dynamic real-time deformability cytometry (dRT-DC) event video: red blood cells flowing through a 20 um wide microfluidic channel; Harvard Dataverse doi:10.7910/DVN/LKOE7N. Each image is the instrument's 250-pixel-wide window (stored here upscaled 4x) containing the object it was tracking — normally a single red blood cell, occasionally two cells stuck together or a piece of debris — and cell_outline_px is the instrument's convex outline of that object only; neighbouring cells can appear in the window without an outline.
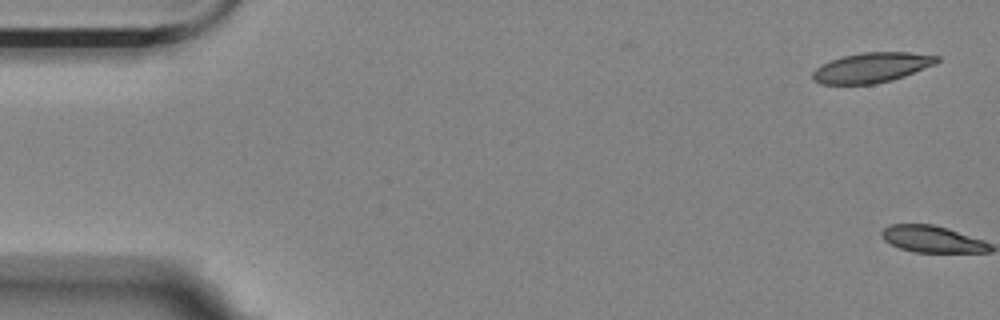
{"species": "Egyptian fruit bat (a non-hibernating species)", "species_latin": "Rousettus aegyptiacus", "temperature_condition": "room temperature", "stored_images_in_passage": 5, "camera_frame_rate_fps": 3000, "um_per_image_px": 0.085, "animal": {"sex": "female"}, "frame": {"image": 1, "passage_image": 1, "time_ms": 0.0, "image_size_px": [1000, 320], "cell_outline_px": [[940, 60], [936, 64], [904, 76], [892, 80], [872, 84], [820, 84], [812, 80], [812, 72], [816, 68], [832, 60], [844, 56], [860, 52], [908, 52], [940, 56]], "centroid_in_image_um": [74.11, 5.74], "position_along_channel_um": 10.9, "area_um2": 21.68}}
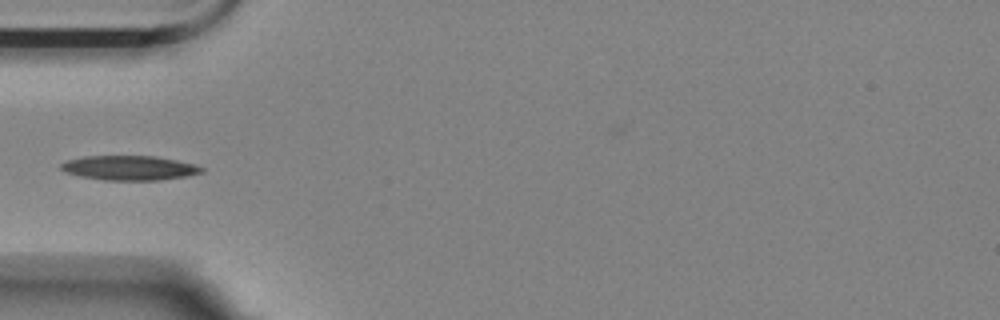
{"frame": {"image": 2, "passage_image": 5, "time_ms": 1.333, "image_size_px": [1000, 320], "cell_outline_px": [[204, 172], [188, 176], [160, 180], [104, 180], [80, 176], [64, 172], [60, 168], [60, 164], [68, 160], [84, 156], [156, 156], [196, 164], [204, 168]], "centroid_in_image_um": [11.02, 14.27], "position_along_channel_um": 74.0, "area_um2": 20.23}}